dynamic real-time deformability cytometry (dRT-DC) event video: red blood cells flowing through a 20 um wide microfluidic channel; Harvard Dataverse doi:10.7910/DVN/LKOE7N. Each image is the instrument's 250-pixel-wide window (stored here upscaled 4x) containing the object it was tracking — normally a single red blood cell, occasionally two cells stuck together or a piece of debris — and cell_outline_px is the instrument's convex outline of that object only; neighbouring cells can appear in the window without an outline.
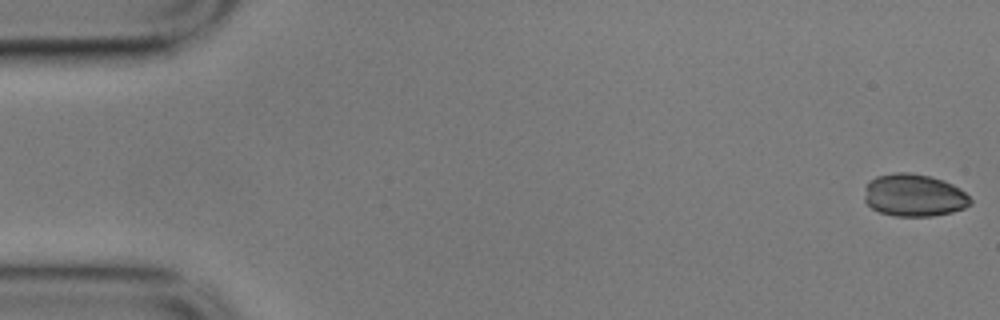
{"species": "common noctule bat (a hibernating species)", "species_latin": "Nyctalus noctula", "temperature_condition": "cold", "stored_images_in_passage": 28, "camera_frame_rate_fps": 3000, "um_per_image_px": 0.085, "animal": {"sex": "male", "body_mass_g": 17.9}, "frame": {"image": 1, "passage_image": 1, "time_ms": 0.0, "image_size_px": [1000, 320], "cell_outline_px": [[972, 204], [964, 208], [952, 212], [932, 216], [896, 216], [880, 212], [872, 208], [864, 200], [864, 188], [868, 180], [876, 176], [896, 172], [908, 172], [928, 176], [944, 180], [960, 188], [972, 200]], "centroid_in_image_um": [77.67, 16.59], "position_along_channel_um": 7.3, "area_um2": 26.41}}
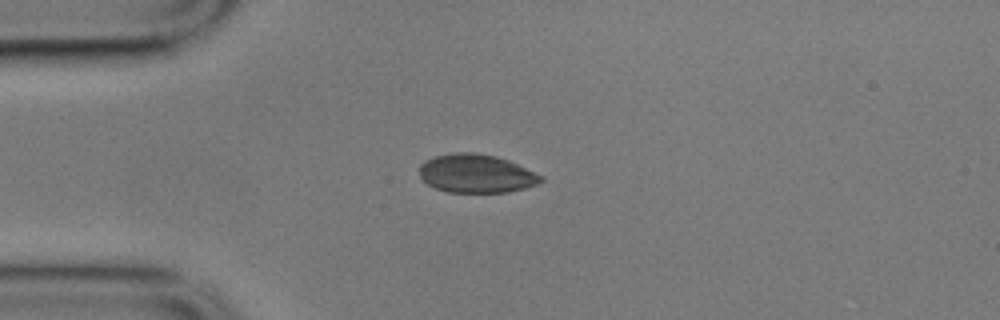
{"frame": {"image": 2, "passage_image": 14, "time_ms": 4.333, "image_size_px": [1000, 320], "cell_outline_px": [[544, 180], [536, 184], [524, 188], [508, 192], [448, 192], [436, 188], [420, 180], [420, 164], [424, 160], [436, 156], [452, 152], [476, 152], [496, 156], [508, 160], [544, 176]], "centroid_in_image_um": [40.46, 14.74], "position_along_channel_um": 44.5, "area_um2": 27.4}}
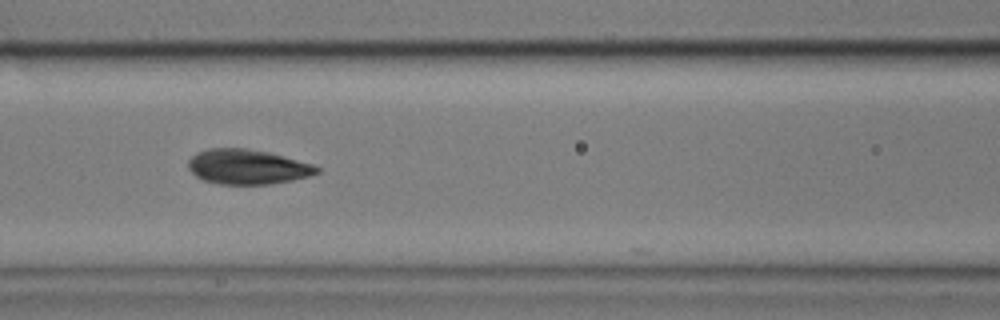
{"frame": {"image": 3, "passage_image": 24, "time_ms": 7.667, "image_size_px": [1000, 320], "cell_outline_px": [[320, 172], [308, 176], [292, 180], [268, 184], [220, 184], [204, 180], [196, 176], [188, 168], [188, 160], [196, 152], [208, 148], [244, 148], [268, 152], [316, 164], [320, 168]], "centroid_in_image_um": [21.04, 14.17], "position_along_channel_um": 145.6, "area_um2": 26.18}}